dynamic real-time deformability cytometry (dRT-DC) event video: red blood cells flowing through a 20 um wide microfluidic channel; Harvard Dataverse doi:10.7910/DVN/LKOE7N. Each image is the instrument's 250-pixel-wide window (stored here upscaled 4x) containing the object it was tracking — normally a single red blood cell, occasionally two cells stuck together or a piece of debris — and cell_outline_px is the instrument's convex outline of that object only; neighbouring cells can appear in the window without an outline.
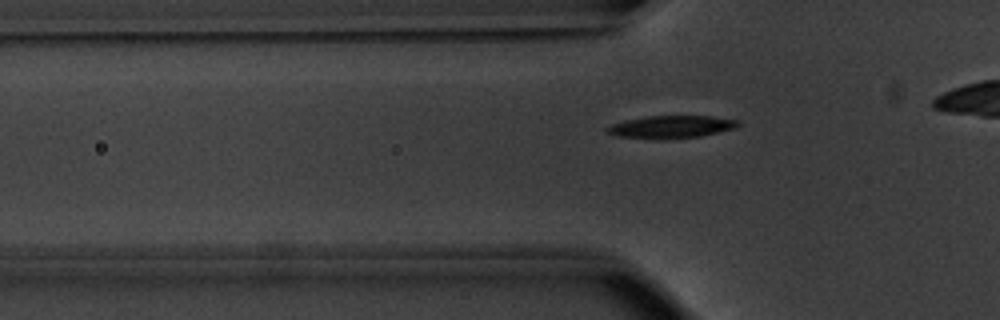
{"species": "common noctule bat (a hibernating species)", "species_latin": "Nyctalus noctula", "temperature_condition": "warm", "stored_images_in_passage": 33, "camera_frame_rate_fps": 3000, "um_per_image_px": 0.085, "animal": {"sex": "male", "body_mass_g": 20.1, "forearm_length_mm": 53.5}, "frame": {"image": 1, "passage_image": 3, "time_ms": 0.667, "image_size_px": [1000, 320], "cell_outline_px": [[740, 124], [736, 128], [700, 136], [664, 140], [656, 140], [616, 136], [604, 132], [604, 128], [612, 124], [624, 120], [648, 116], [712, 116], [740, 120]], "centroid_in_image_um": [57.0, 10.79], "position_along_channel_um": 68.8, "area_um2": 17.63}}
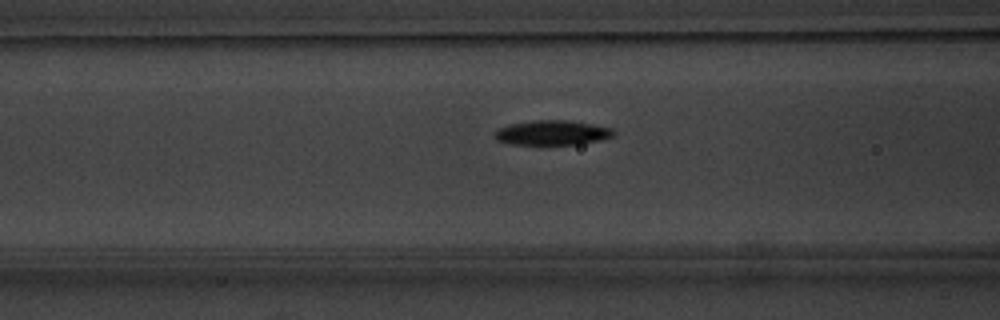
{"frame": {"image": 2, "passage_image": 7, "time_ms": 2.0, "image_size_px": [1000, 320], "cell_outline_px": [[616, 132], [612, 136], [580, 144], [512, 144], [496, 140], [492, 136], [500, 128], [512, 124], [532, 120], [572, 120], [612, 128]], "centroid_in_image_um": [46.93, 11.27], "position_along_channel_um": 119.7, "area_um2": 16.94}}
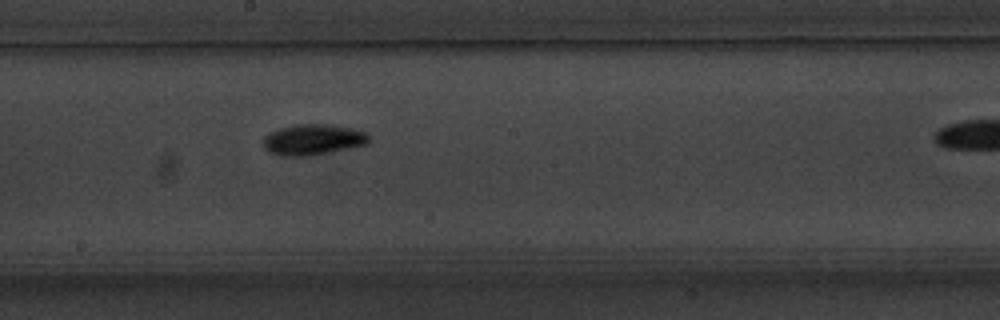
{"frame": {"image": 3, "passage_image": 15, "time_ms": 4.667, "image_size_px": [1000, 320], "cell_outline_px": [[372, 136], [368, 144], [312, 156], [284, 156], [268, 152], [264, 148], [260, 140], [264, 136], [280, 128], [296, 124], [332, 124], [352, 128], [368, 132]], "centroid_in_image_um": [26.63, 11.87], "position_along_channel_um": 221.6, "area_um2": 19.42}, "authors_computed_cell_mechanics": {"area_um2": 17.34, "velocity_mm_per_s": 3.8145, "shape_relaxation_time_tau1_ms": 2.1451, "shape_relaxation_time_tau2_ms": null, "deformation_change_tau1": 0.1615, "deformation_change_tau2": null}}